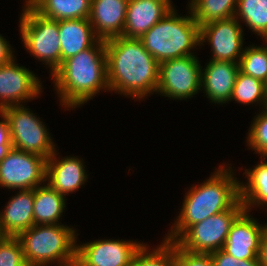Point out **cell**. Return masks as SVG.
I'll use <instances>...</instances> for the list:
<instances>
[{
	"mask_svg": "<svg viewBox=\"0 0 267 266\" xmlns=\"http://www.w3.org/2000/svg\"><path fill=\"white\" fill-rule=\"evenodd\" d=\"M107 82L110 92L134 101L156 94L159 63L137 38L105 40Z\"/></svg>",
	"mask_w": 267,
	"mask_h": 266,
	"instance_id": "6da1fadb",
	"label": "cell"
},
{
	"mask_svg": "<svg viewBox=\"0 0 267 266\" xmlns=\"http://www.w3.org/2000/svg\"><path fill=\"white\" fill-rule=\"evenodd\" d=\"M227 163L219 164L209 178L187 189L179 214H176L164 240L175 241L188 227L231 209L240 200L241 178L236 177L235 167Z\"/></svg>",
	"mask_w": 267,
	"mask_h": 266,
	"instance_id": "7a4b0ae2",
	"label": "cell"
},
{
	"mask_svg": "<svg viewBox=\"0 0 267 266\" xmlns=\"http://www.w3.org/2000/svg\"><path fill=\"white\" fill-rule=\"evenodd\" d=\"M50 78L56 97L66 110L80 108L97 94L110 92L105 40L98 39L90 48L63 61Z\"/></svg>",
	"mask_w": 267,
	"mask_h": 266,
	"instance_id": "3957f363",
	"label": "cell"
},
{
	"mask_svg": "<svg viewBox=\"0 0 267 266\" xmlns=\"http://www.w3.org/2000/svg\"><path fill=\"white\" fill-rule=\"evenodd\" d=\"M187 9L188 14L182 15L174 7L140 38L145 49L159 64L196 55L195 50L200 48V26L189 7Z\"/></svg>",
	"mask_w": 267,
	"mask_h": 266,
	"instance_id": "277c9868",
	"label": "cell"
},
{
	"mask_svg": "<svg viewBox=\"0 0 267 266\" xmlns=\"http://www.w3.org/2000/svg\"><path fill=\"white\" fill-rule=\"evenodd\" d=\"M78 234L71 225H33L18 239L28 266H64L76 262Z\"/></svg>",
	"mask_w": 267,
	"mask_h": 266,
	"instance_id": "5b68a950",
	"label": "cell"
},
{
	"mask_svg": "<svg viewBox=\"0 0 267 266\" xmlns=\"http://www.w3.org/2000/svg\"><path fill=\"white\" fill-rule=\"evenodd\" d=\"M19 19V34L24 49L42 62L49 75L61 66V47L58 21L38 14L28 3H23Z\"/></svg>",
	"mask_w": 267,
	"mask_h": 266,
	"instance_id": "8992f818",
	"label": "cell"
},
{
	"mask_svg": "<svg viewBox=\"0 0 267 266\" xmlns=\"http://www.w3.org/2000/svg\"><path fill=\"white\" fill-rule=\"evenodd\" d=\"M26 105H13L1 110L8 122L11 146L47 160L57 150L58 144L54 143L43 119Z\"/></svg>",
	"mask_w": 267,
	"mask_h": 266,
	"instance_id": "52a82bcc",
	"label": "cell"
},
{
	"mask_svg": "<svg viewBox=\"0 0 267 266\" xmlns=\"http://www.w3.org/2000/svg\"><path fill=\"white\" fill-rule=\"evenodd\" d=\"M245 210L239 200L231 209L188 227L175 242L187 251L213 253L222 249L235 219Z\"/></svg>",
	"mask_w": 267,
	"mask_h": 266,
	"instance_id": "ba28073f",
	"label": "cell"
},
{
	"mask_svg": "<svg viewBox=\"0 0 267 266\" xmlns=\"http://www.w3.org/2000/svg\"><path fill=\"white\" fill-rule=\"evenodd\" d=\"M201 62L198 55L175 58L159 64L157 96L186 100L201 91Z\"/></svg>",
	"mask_w": 267,
	"mask_h": 266,
	"instance_id": "9c48e42d",
	"label": "cell"
},
{
	"mask_svg": "<svg viewBox=\"0 0 267 266\" xmlns=\"http://www.w3.org/2000/svg\"><path fill=\"white\" fill-rule=\"evenodd\" d=\"M45 176L46 159L40 155L12 147L0 161V188L9 192L41 186Z\"/></svg>",
	"mask_w": 267,
	"mask_h": 266,
	"instance_id": "30bf717a",
	"label": "cell"
},
{
	"mask_svg": "<svg viewBox=\"0 0 267 266\" xmlns=\"http://www.w3.org/2000/svg\"><path fill=\"white\" fill-rule=\"evenodd\" d=\"M244 28L235 18L215 20L200 26V48L210 45L209 59L239 63L244 51Z\"/></svg>",
	"mask_w": 267,
	"mask_h": 266,
	"instance_id": "8fae6325",
	"label": "cell"
},
{
	"mask_svg": "<svg viewBox=\"0 0 267 266\" xmlns=\"http://www.w3.org/2000/svg\"><path fill=\"white\" fill-rule=\"evenodd\" d=\"M76 263L78 266H130L143 241L96 239L81 243L77 237Z\"/></svg>",
	"mask_w": 267,
	"mask_h": 266,
	"instance_id": "7c38bea8",
	"label": "cell"
},
{
	"mask_svg": "<svg viewBox=\"0 0 267 266\" xmlns=\"http://www.w3.org/2000/svg\"><path fill=\"white\" fill-rule=\"evenodd\" d=\"M16 58L0 66V110L36 100L44 91L41 78Z\"/></svg>",
	"mask_w": 267,
	"mask_h": 266,
	"instance_id": "4fadbf2b",
	"label": "cell"
},
{
	"mask_svg": "<svg viewBox=\"0 0 267 266\" xmlns=\"http://www.w3.org/2000/svg\"><path fill=\"white\" fill-rule=\"evenodd\" d=\"M250 213L244 210L235 219L222 247L237 260H258L260 240L267 223L260 224Z\"/></svg>",
	"mask_w": 267,
	"mask_h": 266,
	"instance_id": "5bb4252c",
	"label": "cell"
},
{
	"mask_svg": "<svg viewBox=\"0 0 267 266\" xmlns=\"http://www.w3.org/2000/svg\"><path fill=\"white\" fill-rule=\"evenodd\" d=\"M59 156V149H57L46 160L45 182L66 197L85 186L89 174L87 175L83 158L74 155L62 156V158Z\"/></svg>",
	"mask_w": 267,
	"mask_h": 266,
	"instance_id": "9a60e30c",
	"label": "cell"
},
{
	"mask_svg": "<svg viewBox=\"0 0 267 266\" xmlns=\"http://www.w3.org/2000/svg\"><path fill=\"white\" fill-rule=\"evenodd\" d=\"M239 64L231 61H209L201 68V93L210 103L224 105L230 102Z\"/></svg>",
	"mask_w": 267,
	"mask_h": 266,
	"instance_id": "2e32d148",
	"label": "cell"
},
{
	"mask_svg": "<svg viewBox=\"0 0 267 266\" xmlns=\"http://www.w3.org/2000/svg\"><path fill=\"white\" fill-rule=\"evenodd\" d=\"M174 7L172 0H129L122 36L140 39Z\"/></svg>",
	"mask_w": 267,
	"mask_h": 266,
	"instance_id": "e0dca14e",
	"label": "cell"
},
{
	"mask_svg": "<svg viewBox=\"0 0 267 266\" xmlns=\"http://www.w3.org/2000/svg\"><path fill=\"white\" fill-rule=\"evenodd\" d=\"M129 0H92L89 21L102 40L122 36Z\"/></svg>",
	"mask_w": 267,
	"mask_h": 266,
	"instance_id": "ac0fdd59",
	"label": "cell"
},
{
	"mask_svg": "<svg viewBox=\"0 0 267 266\" xmlns=\"http://www.w3.org/2000/svg\"><path fill=\"white\" fill-rule=\"evenodd\" d=\"M0 211L4 236L18 237L34 225V189L17 190Z\"/></svg>",
	"mask_w": 267,
	"mask_h": 266,
	"instance_id": "d6986e66",
	"label": "cell"
},
{
	"mask_svg": "<svg viewBox=\"0 0 267 266\" xmlns=\"http://www.w3.org/2000/svg\"><path fill=\"white\" fill-rule=\"evenodd\" d=\"M61 47V64L66 59L90 48L99 38L89 19L58 21Z\"/></svg>",
	"mask_w": 267,
	"mask_h": 266,
	"instance_id": "ffe728a7",
	"label": "cell"
},
{
	"mask_svg": "<svg viewBox=\"0 0 267 266\" xmlns=\"http://www.w3.org/2000/svg\"><path fill=\"white\" fill-rule=\"evenodd\" d=\"M260 159L251 168H239L244 170L242 175L247 179L239 182L240 200L245 210L250 212L258 208L267 211V157L261 156Z\"/></svg>",
	"mask_w": 267,
	"mask_h": 266,
	"instance_id": "44dd1931",
	"label": "cell"
},
{
	"mask_svg": "<svg viewBox=\"0 0 267 266\" xmlns=\"http://www.w3.org/2000/svg\"><path fill=\"white\" fill-rule=\"evenodd\" d=\"M66 200L65 196L51 188L46 182L34 188V225L62 224Z\"/></svg>",
	"mask_w": 267,
	"mask_h": 266,
	"instance_id": "7402d4cb",
	"label": "cell"
},
{
	"mask_svg": "<svg viewBox=\"0 0 267 266\" xmlns=\"http://www.w3.org/2000/svg\"><path fill=\"white\" fill-rule=\"evenodd\" d=\"M92 0H30L28 4L40 15L60 20L89 19Z\"/></svg>",
	"mask_w": 267,
	"mask_h": 266,
	"instance_id": "603a6c76",
	"label": "cell"
},
{
	"mask_svg": "<svg viewBox=\"0 0 267 266\" xmlns=\"http://www.w3.org/2000/svg\"><path fill=\"white\" fill-rule=\"evenodd\" d=\"M253 107L260 106L259 110L267 108V86L263 81L238 72L234 83L230 102Z\"/></svg>",
	"mask_w": 267,
	"mask_h": 266,
	"instance_id": "cb8c5ba5",
	"label": "cell"
},
{
	"mask_svg": "<svg viewBox=\"0 0 267 266\" xmlns=\"http://www.w3.org/2000/svg\"><path fill=\"white\" fill-rule=\"evenodd\" d=\"M188 7L199 26L235 17L238 0H190Z\"/></svg>",
	"mask_w": 267,
	"mask_h": 266,
	"instance_id": "d4e9b609",
	"label": "cell"
},
{
	"mask_svg": "<svg viewBox=\"0 0 267 266\" xmlns=\"http://www.w3.org/2000/svg\"><path fill=\"white\" fill-rule=\"evenodd\" d=\"M235 18L261 41L267 40V0H238Z\"/></svg>",
	"mask_w": 267,
	"mask_h": 266,
	"instance_id": "484cf974",
	"label": "cell"
},
{
	"mask_svg": "<svg viewBox=\"0 0 267 266\" xmlns=\"http://www.w3.org/2000/svg\"><path fill=\"white\" fill-rule=\"evenodd\" d=\"M238 64L240 72L267 83V40L245 46Z\"/></svg>",
	"mask_w": 267,
	"mask_h": 266,
	"instance_id": "4316f807",
	"label": "cell"
},
{
	"mask_svg": "<svg viewBox=\"0 0 267 266\" xmlns=\"http://www.w3.org/2000/svg\"><path fill=\"white\" fill-rule=\"evenodd\" d=\"M159 244L151 248L145 242L134 256L130 266H176L174 259V241L163 239Z\"/></svg>",
	"mask_w": 267,
	"mask_h": 266,
	"instance_id": "83f0119b",
	"label": "cell"
},
{
	"mask_svg": "<svg viewBox=\"0 0 267 266\" xmlns=\"http://www.w3.org/2000/svg\"><path fill=\"white\" fill-rule=\"evenodd\" d=\"M251 124L249 125L246 146L258 156L267 157V108L257 110Z\"/></svg>",
	"mask_w": 267,
	"mask_h": 266,
	"instance_id": "f1b7e54d",
	"label": "cell"
},
{
	"mask_svg": "<svg viewBox=\"0 0 267 266\" xmlns=\"http://www.w3.org/2000/svg\"><path fill=\"white\" fill-rule=\"evenodd\" d=\"M0 266H28L18 237L0 239Z\"/></svg>",
	"mask_w": 267,
	"mask_h": 266,
	"instance_id": "f546056e",
	"label": "cell"
},
{
	"mask_svg": "<svg viewBox=\"0 0 267 266\" xmlns=\"http://www.w3.org/2000/svg\"><path fill=\"white\" fill-rule=\"evenodd\" d=\"M174 259L176 266H215L210 253H197L181 248L174 241Z\"/></svg>",
	"mask_w": 267,
	"mask_h": 266,
	"instance_id": "4dcf8cb0",
	"label": "cell"
},
{
	"mask_svg": "<svg viewBox=\"0 0 267 266\" xmlns=\"http://www.w3.org/2000/svg\"><path fill=\"white\" fill-rule=\"evenodd\" d=\"M210 254L215 266H260L258 260H237L222 249Z\"/></svg>",
	"mask_w": 267,
	"mask_h": 266,
	"instance_id": "1f68e13d",
	"label": "cell"
},
{
	"mask_svg": "<svg viewBox=\"0 0 267 266\" xmlns=\"http://www.w3.org/2000/svg\"><path fill=\"white\" fill-rule=\"evenodd\" d=\"M13 49L10 41L0 34V66L16 57Z\"/></svg>",
	"mask_w": 267,
	"mask_h": 266,
	"instance_id": "d6a6232c",
	"label": "cell"
},
{
	"mask_svg": "<svg viewBox=\"0 0 267 266\" xmlns=\"http://www.w3.org/2000/svg\"><path fill=\"white\" fill-rule=\"evenodd\" d=\"M258 261L260 266H267V224L260 240Z\"/></svg>",
	"mask_w": 267,
	"mask_h": 266,
	"instance_id": "836d02e7",
	"label": "cell"
},
{
	"mask_svg": "<svg viewBox=\"0 0 267 266\" xmlns=\"http://www.w3.org/2000/svg\"><path fill=\"white\" fill-rule=\"evenodd\" d=\"M0 144H11L7 119L0 110Z\"/></svg>",
	"mask_w": 267,
	"mask_h": 266,
	"instance_id": "e575fe53",
	"label": "cell"
},
{
	"mask_svg": "<svg viewBox=\"0 0 267 266\" xmlns=\"http://www.w3.org/2000/svg\"><path fill=\"white\" fill-rule=\"evenodd\" d=\"M11 148V144H0V161L5 157Z\"/></svg>",
	"mask_w": 267,
	"mask_h": 266,
	"instance_id": "d590c367",
	"label": "cell"
},
{
	"mask_svg": "<svg viewBox=\"0 0 267 266\" xmlns=\"http://www.w3.org/2000/svg\"><path fill=\"white\" fill-rule=\"evenodd\" d=\"M64 266H78L77 263H73V264H68V265H64Z\"/></svg>",
	"mask_w": 267,
	"mask_h": 266,
	"instance_id": "8d00e7d4",
	"label": "cell"
},
{
	"mask_svg": "<svg viewBox=\"0 0 267 266\" xmlns=\"http://www.w3.org/2000/svg\"><path fill=\"white\" fill-rule=\"evenodd\" d=\"M4 237V234L2 233L1 229H0V239H2Z\"/></svg>",
	"mask_w": 267,
	"mask_h": 266,
	"instance_id": "74e56055",
	"label": "cell"
},
{
	"mask_svg": "<svg viewBox=\"0 0 267 266\" xmlns=\"http://www.w3.org/2000/svg\"><path fill=\"white\" fill-rule=\"evenodd\" d=\"M25 1V2H24ZM30 0H23L24 3H28Z\"/></svg>",
	"mask_w": 267,
	"mask_h": 266,
	"instance_id": "f35d334b",
	"label": "cell"
}]
</instances>
